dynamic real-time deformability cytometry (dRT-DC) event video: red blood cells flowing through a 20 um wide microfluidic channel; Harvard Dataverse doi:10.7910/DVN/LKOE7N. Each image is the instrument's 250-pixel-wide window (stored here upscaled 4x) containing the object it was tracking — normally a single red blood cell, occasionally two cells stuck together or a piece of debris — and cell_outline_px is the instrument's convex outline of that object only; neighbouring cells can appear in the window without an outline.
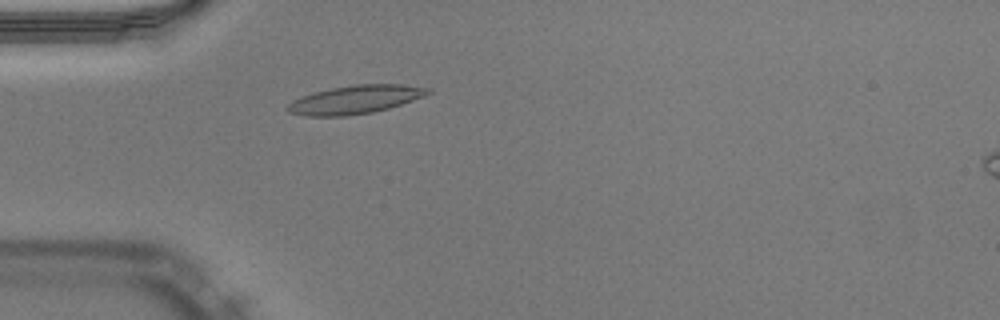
{"species": "Egyptian fruit bat (a non-hibernating species)", "species_latin": "Rousettus aegyptiacus", "temperature_condition": "warm", "stored_images_in_passage": 37, "camera_frame_rate_fps": 3000, "um_per_image_px": 0.085, "animal": {"sex": "male"}, "frame": {"image": 1, "passage_image": 1, "time_ms": 0.0, "image_size_px": [1000, 320], "cell_outline_px": [[432, 92], [424, 96], [388, 108], [372, 112], [344, 116], [304, 116], [288, 112], [284, 108], [292, 100], [316, 92], [332, 88], [356, 84], [400, 84], [432, 88]], "centroid_in_image_um": [30.19, 8.46], "position_along_channel_um": 54.8, "area_um2": 23.06}}
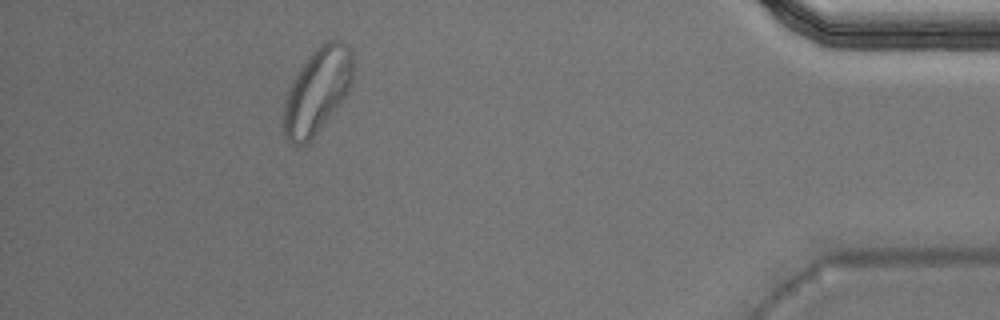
{"frame": {"image": 2, "passage_image": 32, "time_ms": 10.333, "image_size_px": [1000, 320], "cell_outline_px": [[352, 80], [344, 96], [336, 108], [316, 132], [304, 144], [292, 144], [284, 136], [284, 104], [288, 92], [296, 72], [308, 56], [320, 44], [328, 40], [340, 40], [352, 48]], "centroid_in_image_um": [26.96, 7.65], "position_along_channel_um": 408.2, "area_um2": 33.7}, "authors_computed_cell_mechanics": {"area_um2": 22.8888, "velocity_mm_per_s": 3.9761, "shape_relaxation_time_tau1_ms": null, "shape_relaxation_time_tau2_ms": 3.694, "deformation_change_tau1": null, "deformation_change_tau2": 0.0965}}